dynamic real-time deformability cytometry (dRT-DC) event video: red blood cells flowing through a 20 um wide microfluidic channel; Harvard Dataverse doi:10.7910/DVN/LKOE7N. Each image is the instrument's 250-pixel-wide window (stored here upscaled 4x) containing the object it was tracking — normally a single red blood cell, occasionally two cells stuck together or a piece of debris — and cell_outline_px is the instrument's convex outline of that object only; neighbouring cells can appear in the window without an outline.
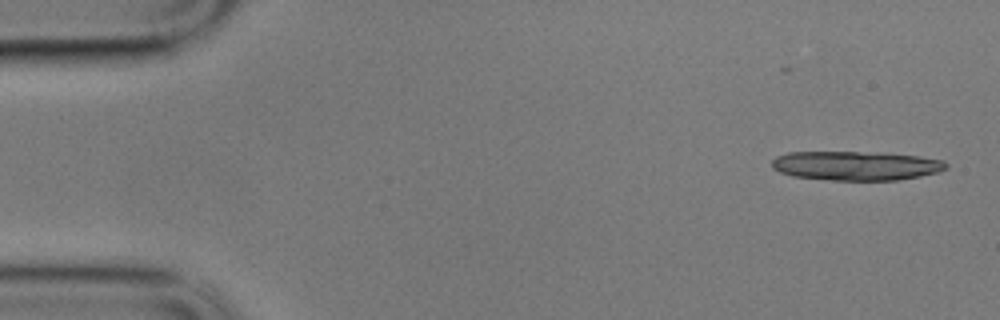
{"species": "common noctule bat (a hibernating species)", "species_latin": "Nyctalus noctula", "temperature_condition": "cold", "stored_images_in_passage": 13, "camera_frame_rate_fps": 3000, "um_per_image_px": 0.085, "animal": {"sex": "male", "body_mass_g": 17.9}, "frame": {"image": 1, "passage_image": 1, "time_ms": 0.0, "image_size_px": [1000, 320], "cell_outline_px": [[948, 168], [940, 172], [920, 176], [896, 180], [832, 180], [792, 176], [780, 172], [772, 168], [772, 160], [776, 156], [788, 152], [884, 152], [916, 156], [944, 160], [948, 164]], "centroid_in_image_um": [72.78, 14.08], "position_along_channel_um": 12.2, "area_um2": 29.82}}